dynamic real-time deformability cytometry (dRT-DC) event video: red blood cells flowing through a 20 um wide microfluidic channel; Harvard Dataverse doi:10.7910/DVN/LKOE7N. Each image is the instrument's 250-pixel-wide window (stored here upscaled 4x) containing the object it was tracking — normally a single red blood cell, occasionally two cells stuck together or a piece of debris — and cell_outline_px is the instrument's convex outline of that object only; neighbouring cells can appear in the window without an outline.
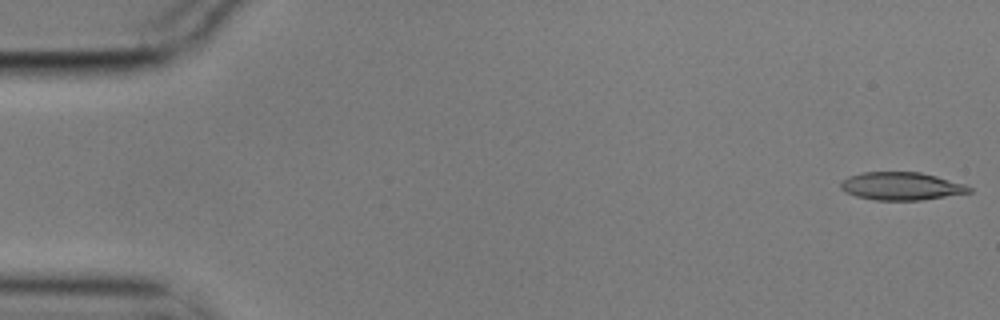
{"species": "common noctule bat (a hibernating species)", "species_latin": "Nyctalus noctula", "temperature_condition": "cold", "stored_images_in_passage": 4, "camera_frame_rate_fps": 3000, "um_per_image_px": 0.085, "animal": {"sex": "male", "body_mass_g": 17.9}, "frame": {"image": 1, "passage_image": 1, "time_ms": 0.0, "image_size_px": [1000, 320], "cell_outline_px": [[972, 192], [920, 200], [876, 200], [856, 196], [844, 192], [840, 188], [840, 180], [848, 176], [864, 172], [920, 172], [936, 176], [964, 184], [972, 188]], "centroid_in_image_um": [76.56, 15.82], "position_along_channel_um": 8.4, "area_um2": 20.87}}
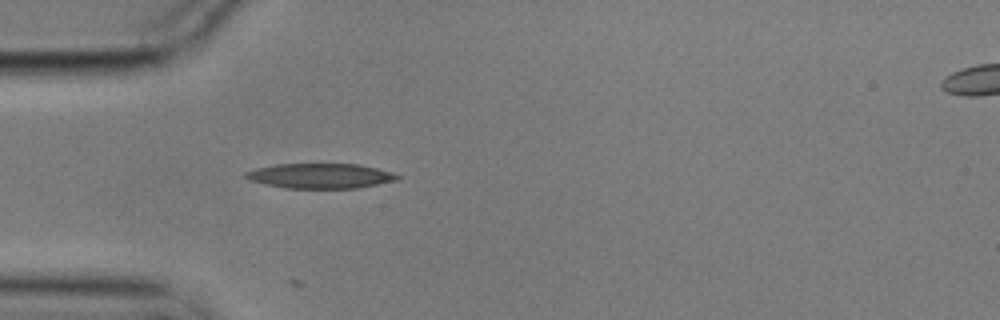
{"frame": {"image": 2, "passage_image": 4, "time_ms": 1.0, "image_size_px": [1000, 320], "cell_outline_px": [[404, 176], [400, 180], [356, 188], [288, 188], [264, 184], [248, 180], [244, 176], [244, 172], [256, 168], [276, 164], [360, 164], [392, 172]], "centroid_in_image_um": [27.26, 14.95], "position_along_channel_um": 57.7, "area_um2": 22.25}}